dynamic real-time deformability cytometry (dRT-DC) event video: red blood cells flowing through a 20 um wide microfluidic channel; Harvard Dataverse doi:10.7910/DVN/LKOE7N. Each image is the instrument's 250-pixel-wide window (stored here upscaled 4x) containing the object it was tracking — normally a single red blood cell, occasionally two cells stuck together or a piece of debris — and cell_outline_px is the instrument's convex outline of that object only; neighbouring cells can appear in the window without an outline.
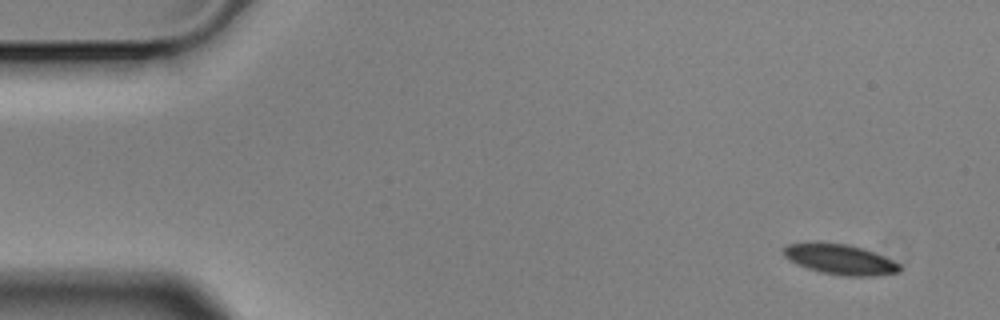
{"species": "Egyptian fruit bat (a non-hibernating species)", "species_latin": "Rousettus aegyptiacus", "temperature_condition": "cold", "stored_images_in_passage": 14, "camera_frame_rate_fps": 3000, "um_per_image_px": 0.085, "animal": {"sex": "male"}, "frame": {"image": 1, "passage_image": 1, "time_ms": 0.0, "image_size_px": [1000, 320], "cell_outline_px": [[900, 272], [872, 276], [844, 276], [824, 272], [808, 268], [796, 264], [788, 260], [784, 256], [784, 248], [788, 244], [816, 240], [820, 240], [848, 244], [864, 248], [892, 260], [900, 264]], "centroid_in_image_um": [71.36, 22.01], "position_along_channel_um": 13.6, "area_um2": 20.81}}
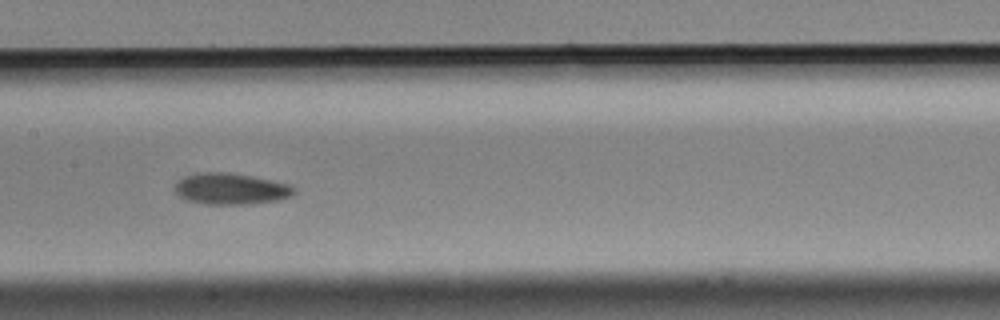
{"frame": {"image": 2, "passage_image": 7, "time_ms": 2.0, "image_size_px": [1000, 320], "cell_outline_px": [[296, 192], [292, 196], [276, 200], [244, 204], [208, 204], [184, 200], [172, 188], [176, 180], [184, 176], [200, 172], [228, 172], [288, 184]], "centroid_in_image_um": [19.51, 16.05], "position_along_channel_um": 187.9, "area_um2": 21.56}}
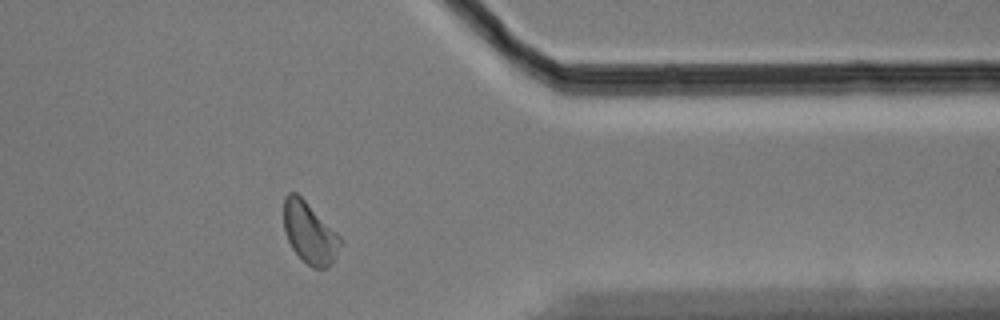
{"frame": {"image": 3, "passage_image": 12, "time_ms": 3.667, "image_size_px": [1000, 320], "cell_outline_px": [[344, 240], [332, 260], [324, 268], [312, 268], [292, 248], [288, 240], [284, 228], [284, 196], [288, 192], [296, 192]], "centroid_in_image_um": [26.3, 19.76], "position_along_channel_um": 385.1, "area_um2": 19.65}}